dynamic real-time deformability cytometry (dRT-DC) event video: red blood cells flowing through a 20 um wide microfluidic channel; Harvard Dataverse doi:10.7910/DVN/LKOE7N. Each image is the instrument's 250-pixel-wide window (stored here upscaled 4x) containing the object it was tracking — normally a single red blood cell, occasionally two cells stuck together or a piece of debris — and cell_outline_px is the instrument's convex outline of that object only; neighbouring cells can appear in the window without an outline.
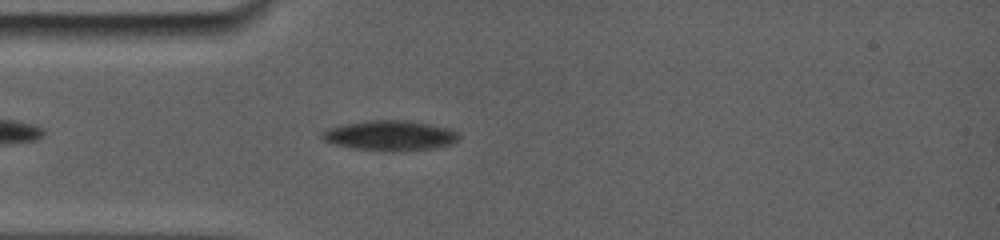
{"species": "common noctule bat (a hibernating species)", "species_latin": "Nyctalus noctula", "temperature_condition": "room temperature", "stored_images_in_passage": 2, "camera_frame_rate_fps": 5000, "um_per_image_px": 0.085, "animal": {"sex": "female", "body_mass_g": 19.0, "forearm_length_mm": 56.7}, "frame": {"image": 1, "passage_image": 2, "time_ms": 1.0, "image_size_px": [1000, 240], "cell_outline_px": [[456, 140], [444, 144], [424, 148], [360, 148], [340, 144], [324, 140], [324, 132], [332, 128], [348, 124], [372, 120], [400, 120], [424, 124], [444, 128], [452, 132], [456, 136]], "centroid_in_image_um": [33.08, 11.46], "position_along_channel_um": 51.9, "area_um2": 21.1}}